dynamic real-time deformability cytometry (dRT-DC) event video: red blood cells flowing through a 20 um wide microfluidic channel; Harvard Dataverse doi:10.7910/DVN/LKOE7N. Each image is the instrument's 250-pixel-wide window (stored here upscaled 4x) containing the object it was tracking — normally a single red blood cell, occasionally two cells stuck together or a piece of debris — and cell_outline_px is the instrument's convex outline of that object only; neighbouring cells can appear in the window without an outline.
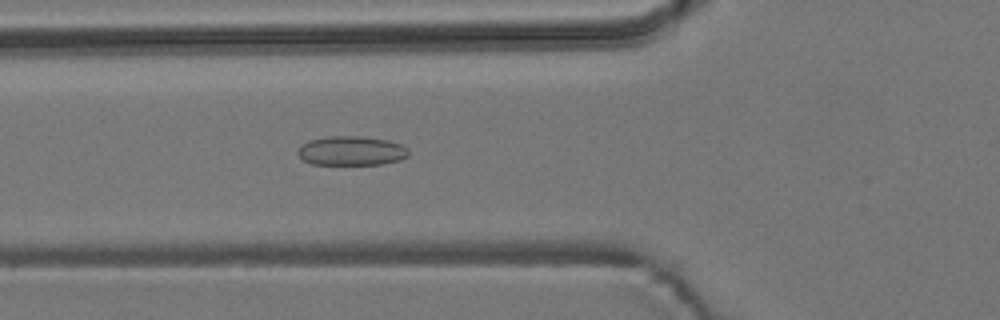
{"species": "common noctule bat (a hibernating species)", "species_latin": "Nyctalus noctula", "temperature_condition": "room temperature", "stored_images_in_passage": 6, "camera_frame_rate_fps": 3000, "um_per_image_px": 0.085, "animal": {"sex": "male", "body_mass_g": 19.2, "forearm_length_mm": 51.8}, "frame": {"image": 1, "passage_image": 6, "time_ms": 5.667, "image_size_px": [1000, 320], "cell_outline_px": [[408, 156], [400, 160], [380, 164], [312, 164], [304, 160], [296, 152], [308, 140], [328, 136], [360, 136], [388, 140], [400, 144], [408, 148]], "centroid_in_image_um": [29.88, 12.81], "position_along_channel_um": 95.9, "area_um2": 18.79}}